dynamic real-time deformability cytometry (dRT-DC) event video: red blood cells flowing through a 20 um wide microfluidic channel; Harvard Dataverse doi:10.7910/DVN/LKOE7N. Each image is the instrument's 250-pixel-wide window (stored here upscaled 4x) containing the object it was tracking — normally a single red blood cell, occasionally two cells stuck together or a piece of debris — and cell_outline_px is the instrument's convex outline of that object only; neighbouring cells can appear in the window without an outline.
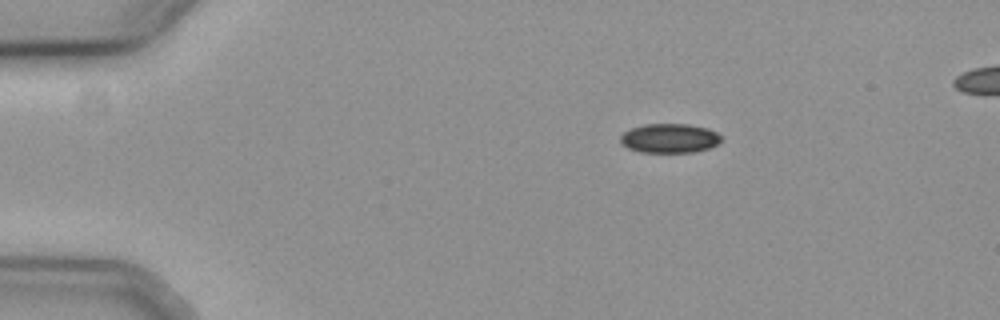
{"species": "common noctule bat (a hibernating species)", "species_latin": "Nyctalus noctula", "temperature_condition": "cold", "stored_images_in_passage": 48, "segment_of_instrument_passage": [1, 2], "camera_frame_rate_fps": 3000, "um_per_image_px": 0.085, "animal": {"sex": "female", "body_mass_g": 19.3, "forearm_length_mm": 54.1}, "frame": {"image": 1, "passage_image": 1, "time_ms": 0.0, "image_size_px": [1000, 320], "cell_outline_px": [[724, 140], [720, 144], [708, 148], [692, 152], [640, 152], [628, 148], [620, 144], [620, 136], [624, 132], [632, 128], [644, 124], [688, 124], [708, 128], [716, 132]], "centroid_in_image_um": [56.92, 11.75], "position_along_channel_um": 28.1, "area_um2": 17.34}}
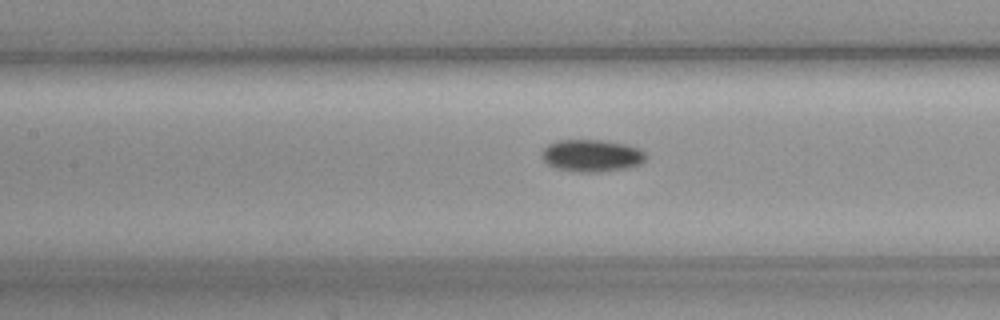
{"frame": {"image": 2, "passage_image": 17, "time_ms": 5.333, "image_size_px": [1000, 320], "cell_outline_px": [[648, 156], [640, 164], [628, 168], [600, 172], [580, 172], [552, 168], [540, 156], [540, 152], [548, 144], [560, 140], [604, 140], [624, 144], [640, 148]], "centroid_in_image_um": [50.28, 13.23], "position_along_channel_um": 157.1, "area_um2": 19.77}}
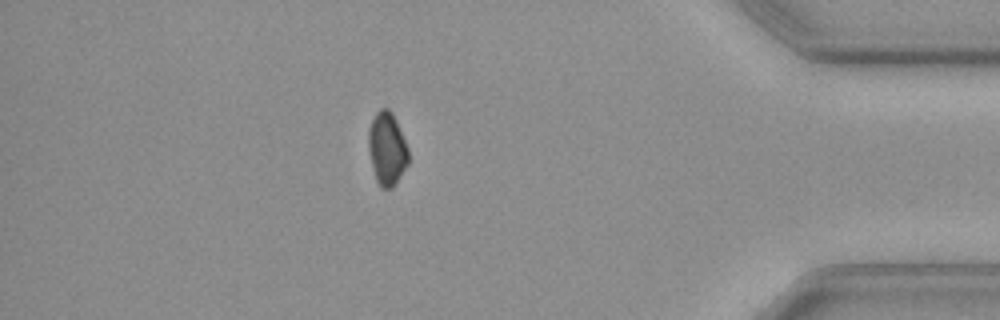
{"frame": {"image": 3, "passage_image": 40, "time_ms": 13.0, "image_size_px": [1000, 320], "cell_outline_px": [[408, 164], [392, 188], [380, 188], [376, 180], [368, 148], [368, 128], [376, 112], [380, 108], [388, 108], [392, 112], [396, 120], [408, 148]], "centroid_in_image_um": [32.88, 12.62], "position_along_channel_um": 402.3, "area_um2": 16.94}}